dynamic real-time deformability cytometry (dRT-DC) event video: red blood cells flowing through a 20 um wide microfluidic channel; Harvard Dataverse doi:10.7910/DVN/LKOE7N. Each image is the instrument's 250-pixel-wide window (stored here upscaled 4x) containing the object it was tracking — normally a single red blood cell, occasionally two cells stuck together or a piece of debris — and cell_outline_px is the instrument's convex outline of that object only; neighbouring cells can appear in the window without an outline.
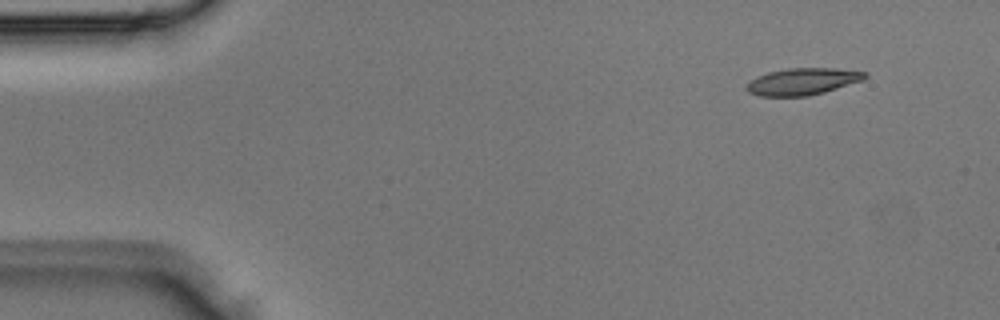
{"species": "Egyptian fruit bat (a non-hibernating species)", "species_latin": "Rousettus aegyptiacus", "temperature_condition": "room temperature", "stored_images_in_passage": 4, "segment_of_instrument_passage": [1, 2], "camera_frame_rate_fps": 3000, "um_per_image_px": 0.085, "animal": {"sex": "male"}, "frame": {"image": 1, "passage_image": 1, "time_ms": 0.0, "image_size_px": [1000, 320], "cell_outline_px": [[868, 76], [864, 80], [824, 92], [808, 96], [760, 96], [748, 92], [744, 88], [752, 80], [768, 72], [788, 68], [836, 68], [868, 72]], "centroid_in_image_um": [68.27, 6.92], "position_along_channel_um": 16.7, "area_um2": 18.5}}